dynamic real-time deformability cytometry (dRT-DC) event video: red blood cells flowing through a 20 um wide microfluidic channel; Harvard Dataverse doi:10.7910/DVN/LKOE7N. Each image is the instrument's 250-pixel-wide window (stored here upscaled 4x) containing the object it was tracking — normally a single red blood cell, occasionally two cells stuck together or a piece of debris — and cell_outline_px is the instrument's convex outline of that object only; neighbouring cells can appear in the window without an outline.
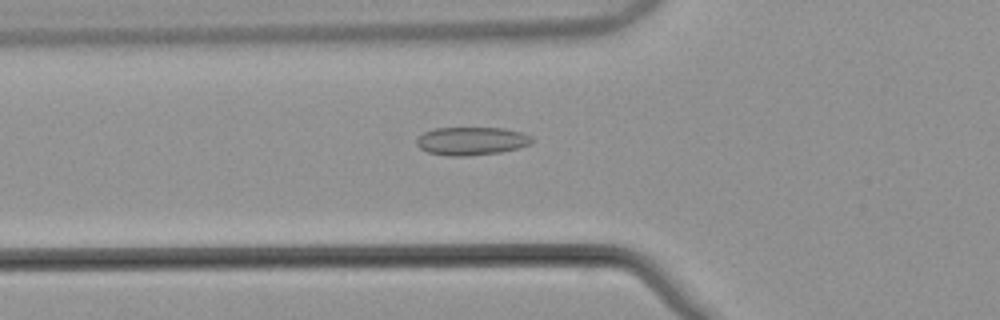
{"species": "common noctule bat (a hibernating species)", "species_latin": "Nyctalus noctula", "temperature_condition": "warm", "stored_images_in_passage": 51, "camera_frame_rate_fps": 3000, "um_per_image_px": 0.085, "animal": {"sex": "male", "body_mass_g": 21.5, "forearm_length_mm": 52.0}, "frame": {"image": 1, "passage_image": 17, "time_ms": 5.333, "image_size_px": [1000, 320], "cell_outline_px": [[536, 140], [520, 148], [500, 152], [468, 156], [448, 156], [428, 152], [420, 148], [416, 144], [416, 140], [424, 132], [436, 128], [504, 128], [520, 132], [532, 136]], "centroid_in_image_um": [40.1, 11.99], "position_along_channel_um": 85.7, "area_um2": 18.96}}
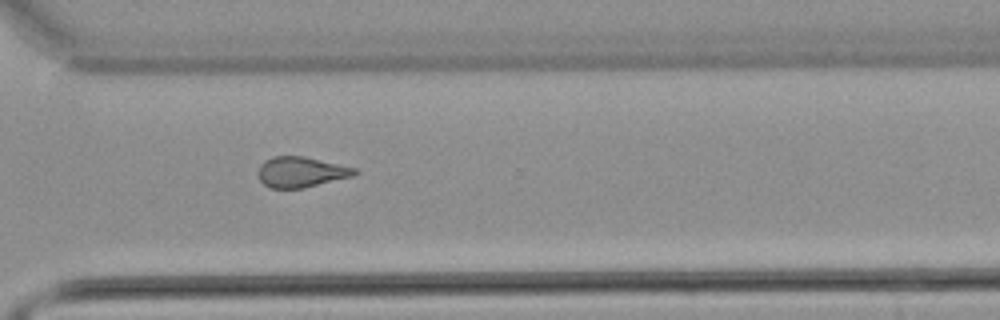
{"frame": {"image": 2, "passage_image": 37, "time_ms": 12.0, "image_size_px": [1000, 320], "cell_outline_px": [[360, 172], [352, 176], [304, 188], [268, 188], [260, 180], [256, 172], [260, 164], [264, 160], [272, 156], [304, 156], [356, 168]], "centroid_in_image_um": [25.55, 14.62], "position_along_channel_um": 345.1, "area_um2": 17.28}}
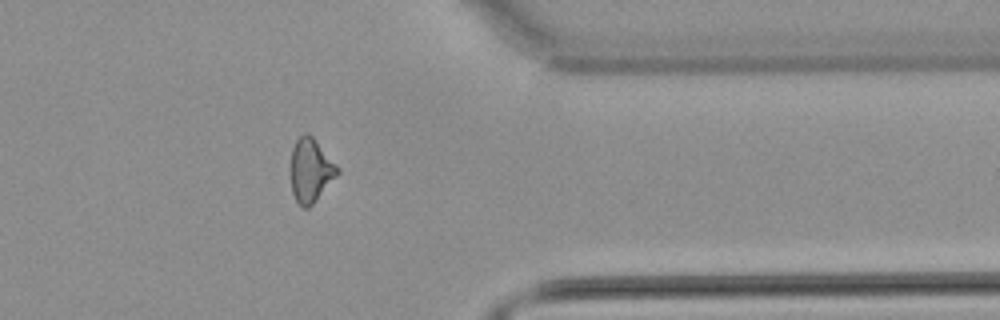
{"frame": {"image": 3, "passage_image": 41, "time_ms": 13.333, "image_size_px": [1000, 320], "cell_outline_px": [[340, 172], [312, 204], [308, 208], [304, 208], [296, 200], [292, 192], [288, 172], [288, 168], [292, 148], [296, 140], [304, 132], [308, 132], [316, 140], [340, 168]], "centroid_in_image_um": [26.36, 14.44], "position_along_channel_um": 385.0, "area_um2": 17.74}, "authors_computed_cell_mechanics": {"area_um2": 17.9758, "velocity_mm_per_s": 3.8821, "shape_relaxation_time_tau1_ms": null, "shape_relaxation_time_tau2_ms": 2.3333, "deformation_change_tau1": null, "deformation_change_tau2": 0.1029}}